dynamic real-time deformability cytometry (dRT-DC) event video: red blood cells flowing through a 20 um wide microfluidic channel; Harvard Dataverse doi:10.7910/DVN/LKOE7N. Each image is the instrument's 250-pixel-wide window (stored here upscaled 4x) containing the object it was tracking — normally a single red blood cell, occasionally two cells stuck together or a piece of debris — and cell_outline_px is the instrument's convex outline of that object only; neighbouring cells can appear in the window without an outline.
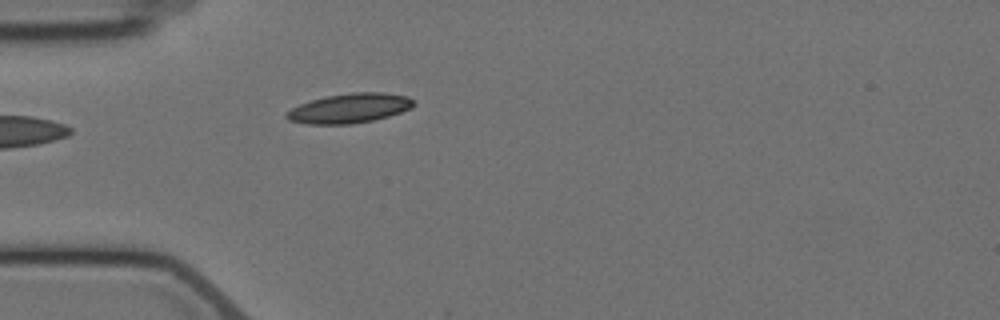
{"species": "Egyptian fruit bat (a non-hibernating species)", "species_latin": "Rousettus aegyptiacus", "temperature_condition": "cold", "stored_images_in_passage": 5, "camera_frame_rate_fps": 3000, "um_per_image_px": 0.085, "animal": {"sex": "female"}, "frame": {"image": 1, "passage_image": 5, "time_ms": 5.0, "image_size_px": [1000, 320], "cell_outline_px": [[416, 104], [412, 108], [388, 116], [372, 120], [352, 124], [308, 124], [288, 120], [284, 116], [284, 112], [300, 104], [324, 96], [352, 92], [384, 92], [408, 96]], "centroid_in_image_um": [29.69, 9.19], "position_along_channel_um": 55.3, "area_um2": 22.02}}